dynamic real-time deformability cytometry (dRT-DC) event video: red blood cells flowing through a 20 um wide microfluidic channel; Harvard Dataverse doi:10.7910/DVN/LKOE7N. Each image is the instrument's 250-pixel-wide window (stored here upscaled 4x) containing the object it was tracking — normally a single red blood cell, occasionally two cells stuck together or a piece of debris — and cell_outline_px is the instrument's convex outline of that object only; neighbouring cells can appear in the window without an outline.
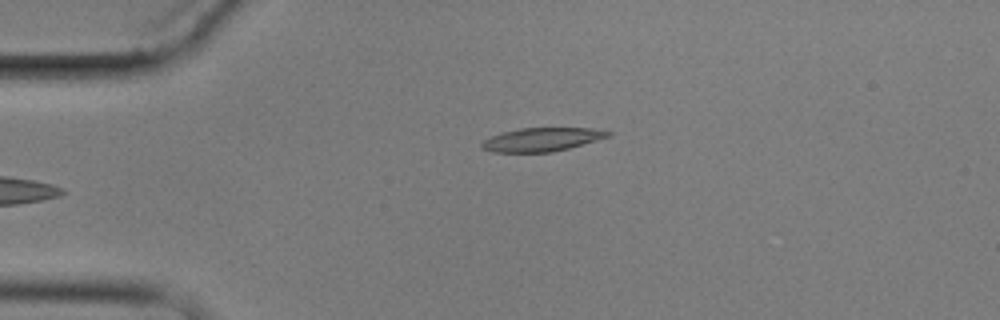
{"species": "common noctule bat (a hibernating species)", "species_latin": "Nyctalus noctula", "temperature_condition": "cold", "stored_images_in_passage": 2, "camera_frame_rate_fps": 3000, "um_per_image_px": 0.085, "animal": {"sex": "male", "body_mass_g": 17.9}, "frame": {"image": 1, "passage_image": 2, "time_ms": 1.0, "image_size_px": [1000, 320], "cell_outline_px": [[612, 132], [608, 136], [596, 140], [568, 148], [552, 152], [492, 152], [484, 148], [480, 144], [484, 140], [492, 136], [504, 132], [520, 128], [592, 128]], "centroid_in_image_um": [46.04, 11.85], "position_along_channel_um": 39.0, "area_um2": 16.99}}